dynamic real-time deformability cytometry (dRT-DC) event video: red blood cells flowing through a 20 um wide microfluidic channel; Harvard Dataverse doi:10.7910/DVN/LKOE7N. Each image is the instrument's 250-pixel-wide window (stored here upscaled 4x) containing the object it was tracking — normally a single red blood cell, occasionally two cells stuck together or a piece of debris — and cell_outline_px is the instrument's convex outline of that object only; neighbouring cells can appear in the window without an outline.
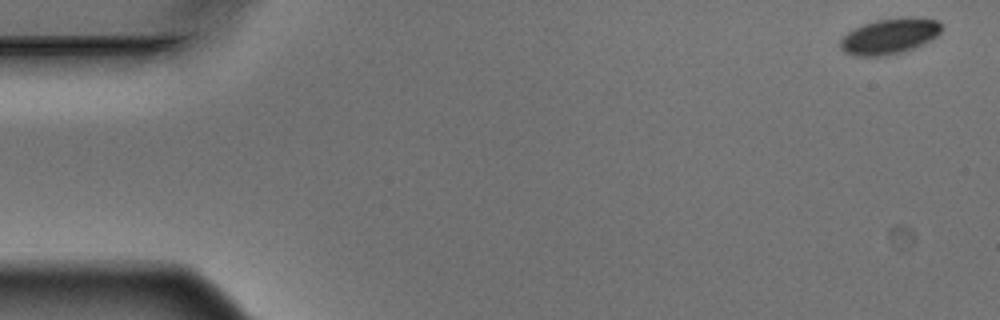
{"species": "Egyptian fruit bat (a non-hibernating species)", "species_latin": "Rousettus aegyptiacus", "temperature_condition": "warm", "stored_images_in_passage": 5, "camera_frame_rate_fps": 3000, "um_per_image_px": 0.085, "animal": {"sex": "male"}, "frame": {"image": 1, "passage_image": 1, "time_ms": 0.0, "image_size_px": [1000, 320], "cell_outline_px": [[940, 32], [936, 36], [912, 48], [900, 52], [884, 56], [852, 56], [844, 52], [840, 48], [840, 40], [852, 28], [876, 20], [908, 16], [936, 20], [940, 24]], "centroid_in_image_um": [75.54, 3.07], "position_along_channel_um": 9.5, "area_um2": 20.81}}
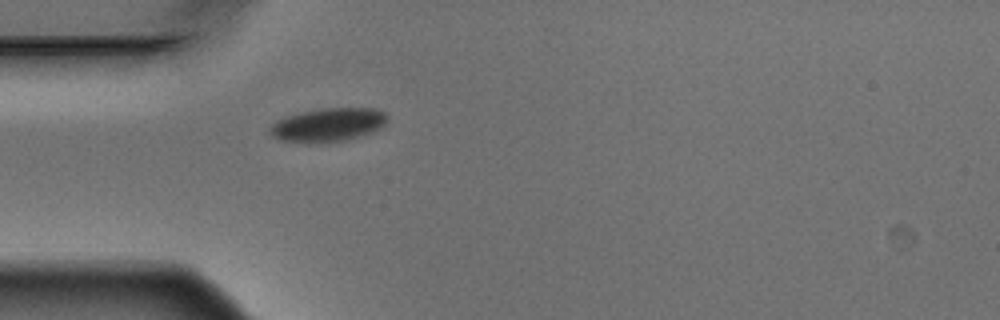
{"frame": {"image": 2, "passage_image": 5, "time_ms": 1.333, "image_size_px": [1000, 320], "cell_outline_px": [[388, 120], [380, 128], [344, 140], [308, 144], [280, 140], [272, 136], [268, 132], [268, 128], [276, 120], [284, 116], [300, 112], [320, 108], [376, 108], [384, 112], [388, 116]], "centroid_in_image_um": [27.81, 10.6], "position_along_channel_um": 57.2, "area_um2": 23.12}}